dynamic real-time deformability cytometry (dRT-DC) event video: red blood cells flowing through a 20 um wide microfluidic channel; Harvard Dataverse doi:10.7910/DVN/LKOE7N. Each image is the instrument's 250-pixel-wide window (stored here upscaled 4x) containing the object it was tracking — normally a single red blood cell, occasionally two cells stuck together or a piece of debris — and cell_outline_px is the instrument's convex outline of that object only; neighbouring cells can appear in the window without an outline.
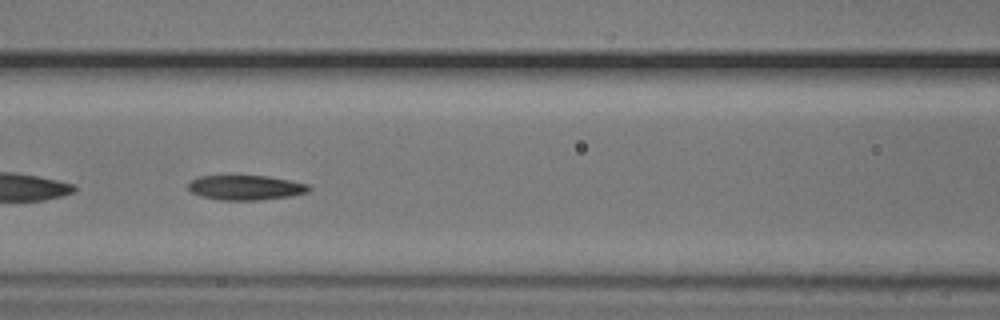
{"species": "common noctule bat (a hibernating species)", "species_latin": "Nyctalus noctula", "temperature_condition": "cold", "stored_images_in_passage": 46, "camera_frame_rate_fps": 3000, "um_per_image_px": 0.085, "animal": {"sex": "male", "body_mass_g": 20.5, "forearm_length_mm": 52.5}, "frame": {"image": 1, "passage_image": 21, "time_ms": 6.667, "image_size_px": [1000, 320], "cell_outline_px": [[312, 188], [308, 192], [292, 196], [260, 200], [220, 200], [200, 196], [192, 192], [188, 188], [188, 184], [196, 176], [268, 176], [308, 184]], "centroid_in_image_um": [20.89, 15.95], "position_along_channel_um": 145.7, "area_um2": 17.46}}
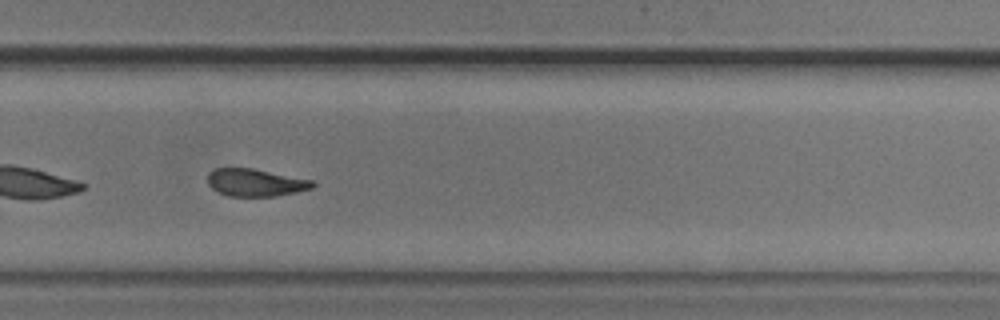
{"frame": {"image": 2, "passage_image": 34, "time_ms": 11.0, "image_size_px": [1000, 320], "cell_outline_px": [[316, 184], [312, 188], [296, 192], [276, 196], [228, 196], [216, 192], [208, 184], [208, 172], [216, 168], [252, 168], [312, 180]], "centroid_in_image_um": [21.69, 15.52], "position_along_channel_um": 308.1, "area_um2": 16.82}, "authors_computed_cell_mechanics": {"area_um2": 18.3226, "velocity_mm_per_s": 3.7617, "shape_relaxation_time_tau1_ms": 4.8876, "shape_relaxation_time_tau2_ms": 3.2118, "deformation_change_tau1": 0.1331, "deformation_change_tau2": 0.1066}}